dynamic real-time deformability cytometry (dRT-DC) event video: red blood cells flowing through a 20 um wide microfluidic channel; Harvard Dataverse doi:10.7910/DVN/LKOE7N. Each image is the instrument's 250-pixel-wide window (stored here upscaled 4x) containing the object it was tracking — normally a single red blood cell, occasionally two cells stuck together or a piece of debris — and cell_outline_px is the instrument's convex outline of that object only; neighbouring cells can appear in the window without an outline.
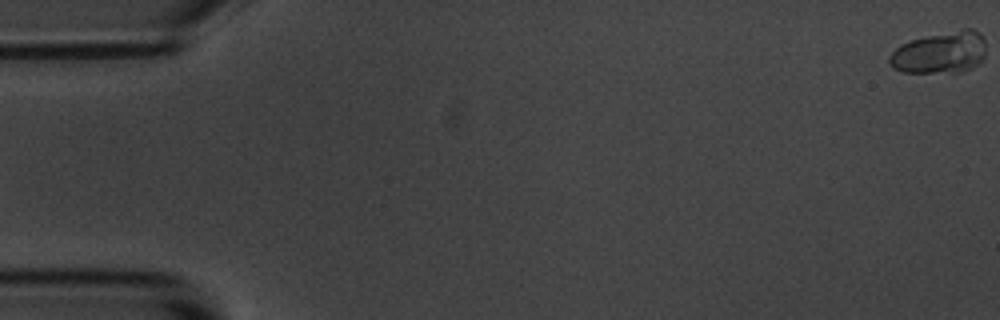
{"species": "common noctule bat (a hibernating species)", "species_latin": "Nyctalus noctula", "temperature_condition": "room temperature", "stored_images_in_passage": 14, "camera_frame_rate_fps": 3000, "um_per_image_px": 0.085, "animal": {"sex": "male", "body_mass_g": 20.1, "forearm_length_mm": 53.5}, "frame": {"image": 1, "passage_image": 1, "time_ms": 0.0, "image_size_px": [1000, 320], "cell_outline_px": [[984, 56], [976, 64], [960, 72], [904, 72], [892, 68], [888, 60], [888, 56], [900, 44], [912, 40], [928, 36], [964, 28], [972, 28], [980, 32], [984, 36]], "centroid_in_image_um": [79.89, 4.46], "position_along_channel_um": 5.1, "area_um2": 23.35}}